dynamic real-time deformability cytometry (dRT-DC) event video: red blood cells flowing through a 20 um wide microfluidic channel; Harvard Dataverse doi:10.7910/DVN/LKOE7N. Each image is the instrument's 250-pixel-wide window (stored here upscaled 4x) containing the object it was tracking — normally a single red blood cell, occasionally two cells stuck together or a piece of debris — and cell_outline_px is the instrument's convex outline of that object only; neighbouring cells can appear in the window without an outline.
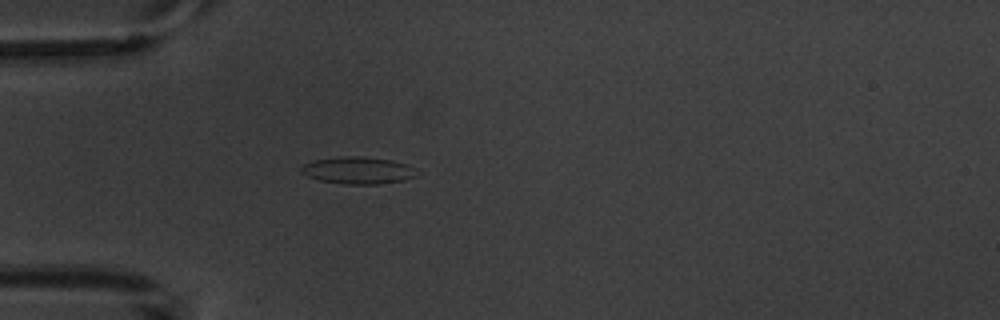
{"species": "common noctule bat (a hibernating species)", "species_latin": "Nyctalus noctula", "temperature_condition": "warm", "stored_images_in_passage": 5, "camera_frame_rate_fps": 3000, "um_per_image_px": 0.085, "animal": {"sex": "male", "body_mass_g": 20.1, "forearm_length_mm": 53.5}, "frame": {"image": 1, "passage_image": 5, "time_ms": 4.667, "image_size_px": [1000, 320], "cell_outline_px": [[416, 176], [404, 180], [380, 184], [344, 184], [320, 180], [308, 176], [300, 172], [300, 168], [304, 164], [312, 160], [340, 156], [364, 156], [392, 160], [416, 168]], "centroid_in_image_um": [30.41, 14.47], "position_along_channel_um": 54.6, "area_um2": 18.32}}